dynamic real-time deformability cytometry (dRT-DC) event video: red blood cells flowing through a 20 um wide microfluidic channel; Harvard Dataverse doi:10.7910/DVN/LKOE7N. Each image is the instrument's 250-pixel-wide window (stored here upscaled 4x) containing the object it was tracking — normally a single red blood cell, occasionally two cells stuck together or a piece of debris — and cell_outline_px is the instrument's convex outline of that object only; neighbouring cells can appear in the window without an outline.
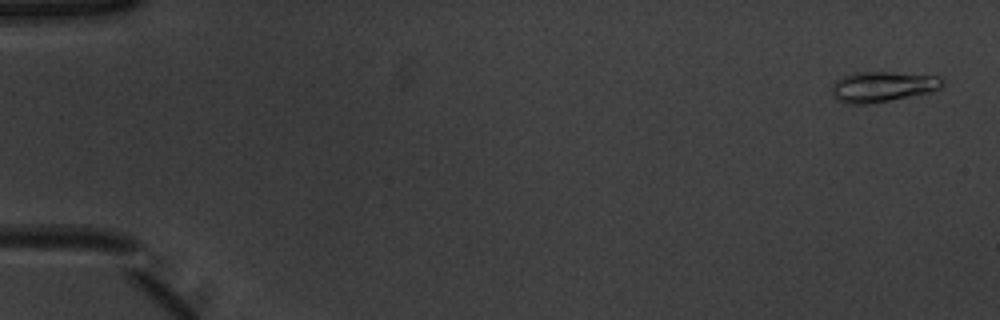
{"species": "common noctule bat (a hibernating species)", "species_latin": "Nyctalus noctula", "temperature_condition": "warm", "stored_images_in_passage": 52, "camera_frame_rate_fps": 3000, "um_per_image_px": 0.085, "animal": {"sex": "male", "body_mass_g": 20.1, "forearm_length_mm": 53.5}, "frame": {"image": 1, "passage_image": 2, "time_ms": 0.333, "image_size_px": [1000, 320], "cell_outline_px": [[944, 84], [940, 88], [928, 92], [888, 100], [864, 104], [848, 104], [836, 100], [832, 96], [832, 84], [836, 80], [852, 72], [892, 72], [940, 76], [944, 80]], "centroid_in_image_um": [74.98, 7.35], "position_along_channel_um": 10.0, "area_um2": 19.54}}
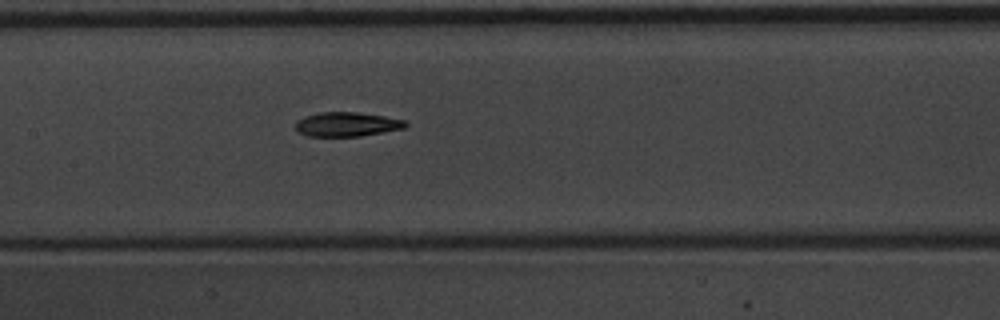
{"frame": {"image": 2, "passage_image": 26, "time_ms": 8.333, "image_size_px": [1000, 320], "cell_outline_px": [[408, 124], [404, 128], [360, 136], [308, 136], [296, 132], [296, 120], [304, 116], [320, 112], [360, 112], [384, 116], [404, 120]], "centroid_in_image_um": [29.44, 10.56], "position_along_channel_um": 178.0, "area_um2": 15.61}}
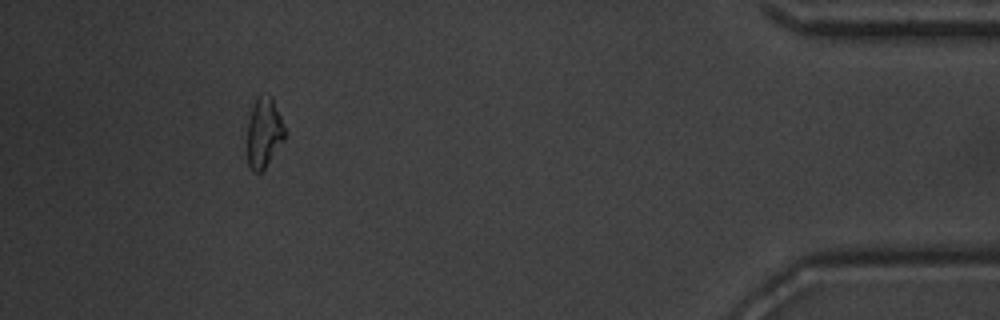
{"frame": {"image": 3, "passage_image": 48, "time_ms": 15.667, "image_size_px": [1000, 320], "cell_outline_px": [[284, 140], [264, 168], [260, 172], [252, 172], [248, 164], [248, 120], [252, 108], [256, 100], [260, 96], [272, 96], [280, 116], [284, 128]], "centroid_in_image_um": [22.43, 11.3], "position_along_channel_um": 412.8, "area_um2": 14.85}, "authors_computed_cell_mechanics": {"area_um2": 15.9239, "velocity_mm_per_s": 3.9634, "shape_relaxation_time_tau1_ms": 4.201, "shape_relaxation_time_tau2_ms": 7.7124, "deformation_change_tau1": 0.1574, "deformation_change_tau2": 0.1827}}